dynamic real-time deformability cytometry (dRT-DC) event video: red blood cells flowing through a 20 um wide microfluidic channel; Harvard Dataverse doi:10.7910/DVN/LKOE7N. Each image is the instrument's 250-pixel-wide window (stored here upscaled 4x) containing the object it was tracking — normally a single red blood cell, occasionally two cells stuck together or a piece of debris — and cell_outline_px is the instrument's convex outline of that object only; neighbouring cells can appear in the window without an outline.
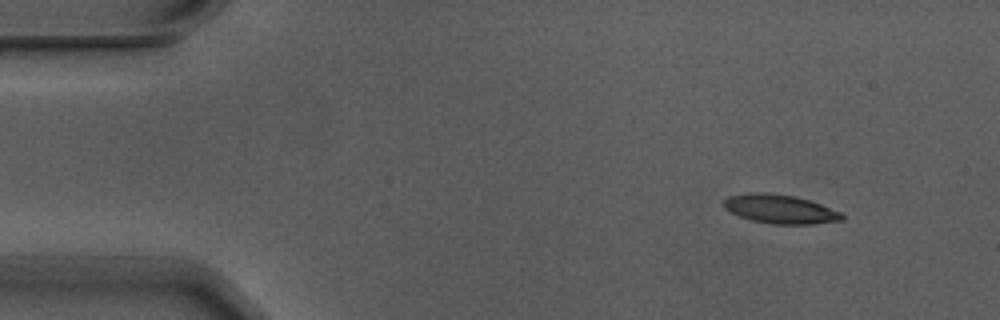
{"species": "Egyptian fruit bat (a non-hibernating species)", "species_latin": "Rousettus aegyptiacus", "temperature_condition": "warm", "stored_images_in_passage": 5, "camera_frame_rate_fps": 3000, "um_per_image_px": 0.085, "animal": {"sex": "male"}, "frame": {"image": 1, "passage_image": 2, "time_ms": 0.333, "image_size_px": [1000, 320], "cell_outline_px": [[844, 220], [812, 224], [772, 224], [752, 220], [740, 216], [724, 208], [724, 200], [728, 196], [756, 192], [764, 192], [796, 196], [820, 204], [840, 212], [844, 216]], "centroid_in_image_um": [66.32, 17.77], "position_along_channel_um": 18.7, "area_um2": 19.71}}